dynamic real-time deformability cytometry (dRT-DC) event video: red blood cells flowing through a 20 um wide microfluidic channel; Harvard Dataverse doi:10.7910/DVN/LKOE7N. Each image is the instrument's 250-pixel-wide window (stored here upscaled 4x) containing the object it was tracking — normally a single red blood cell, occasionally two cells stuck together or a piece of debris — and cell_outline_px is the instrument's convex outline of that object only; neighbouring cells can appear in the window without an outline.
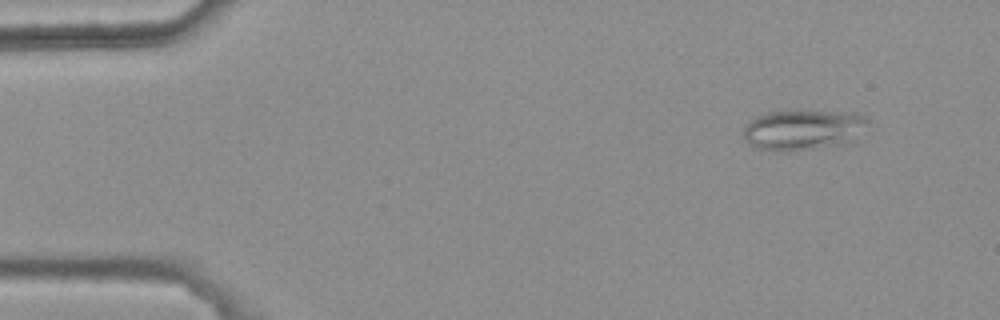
{"species": "common noctule bat (a hibernating species)", "species_latin": "Nyctalus noctula", "temperature_condition": "warm", "stored_images_in_passage": 4, "camera_frame_rate_fps": 3000, "um_per_image_px": 0.085, "animal": {"sex": "female", "body_mass_g": 25.1}, "frame": {"image": 1, "passage_image": 1, "time_ms": 0.0, "image_size_px": [1000, 320], "cell_outline_px": [[868, 120], [856, 140], [844, 144], [784, 152], [780, 152], [752, 148], [748, 144], [744, 136], [744, 128], [756, 116], [768, 112], [792, 108], [796, 108], [856, 112], [864, 116]], "centroid_in_image_um": [68.26, 10.99], "position_along_channel_um": 16.7, "area_um2": 30.4}}